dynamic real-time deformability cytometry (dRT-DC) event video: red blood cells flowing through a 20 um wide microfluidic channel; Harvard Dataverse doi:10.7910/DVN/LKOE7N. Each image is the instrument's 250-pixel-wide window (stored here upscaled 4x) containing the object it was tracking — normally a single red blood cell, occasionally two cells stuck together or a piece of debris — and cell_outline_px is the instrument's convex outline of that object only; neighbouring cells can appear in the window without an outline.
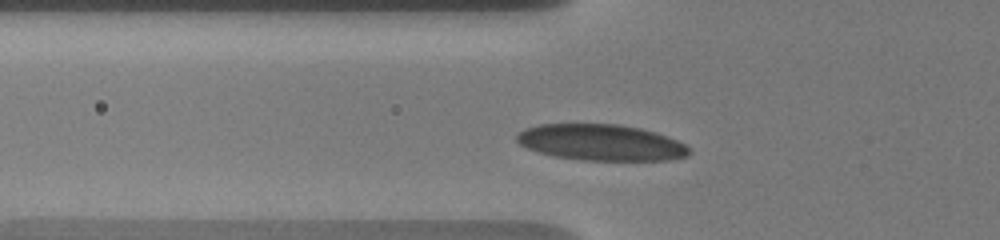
{"species": "human", "species_latin": "Homo sapiens", "temperature_condition": "warm", "stored_images_in_passage": 5, "camera_frame_rate_fps": 3000, "um_per_image_px": 0.085, "donor": {"sex": "male"}, "frame": {"image": 1, "passage_image": 2, "time_ms": 0.333, "image_size_px": [1000, 240], "cell_outline_px": [[688, 156], [668, 160], [584, 160], [552, 156], [528, 148], [520, 144], [516, 140], [516, 136], [520, 132], [528, 128], [540, 124], [620, 124], [640, 128], [656, 132], [668, 136], [684, 144], [688, 148]], "centroid_in_image_um": [51.1, 12.11], "position_along_channel_um": 74.7, "area_um2": 36.13}}